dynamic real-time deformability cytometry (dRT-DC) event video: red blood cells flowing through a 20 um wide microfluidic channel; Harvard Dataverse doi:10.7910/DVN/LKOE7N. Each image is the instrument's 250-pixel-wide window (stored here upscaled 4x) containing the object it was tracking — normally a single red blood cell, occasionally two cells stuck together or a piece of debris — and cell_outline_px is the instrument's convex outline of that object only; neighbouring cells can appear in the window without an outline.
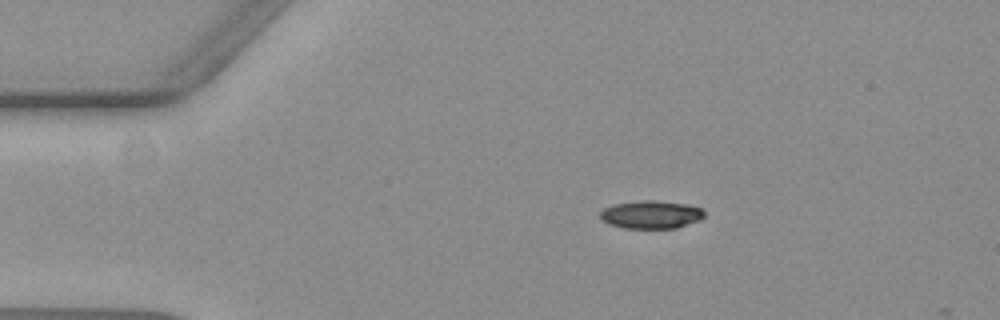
{"species": "common noctule bat (a hibernating species)", "species_latin": "Nyctalus noctula", "temperature_condition": "warm", "stored_images_in_passage": 16, "camera_frame_rate_fps": 3000, "um_per_image_px": 0.085, "animal": {"sex": "female", "body_mass_g": 19.3, "forearm_length_mm": 54.1}, "frame": {"image": 1, "passage_image": 11, "time_ms": 3.333, "image_size_px": [1000, 320], "cell_outline_px": [[704, 216], [700, 220], [676, 228], [624, 228], [608, 224], [600, 216], [600, 212], [604, 208], [612, 204], [640, 200], [656, 200], [684, 204], [700, 208], [704, 212]], "centroid_in_image_um": [55.32, 18.23], "position_along_channel_um": 29.7, "area_um2": 16.94}}